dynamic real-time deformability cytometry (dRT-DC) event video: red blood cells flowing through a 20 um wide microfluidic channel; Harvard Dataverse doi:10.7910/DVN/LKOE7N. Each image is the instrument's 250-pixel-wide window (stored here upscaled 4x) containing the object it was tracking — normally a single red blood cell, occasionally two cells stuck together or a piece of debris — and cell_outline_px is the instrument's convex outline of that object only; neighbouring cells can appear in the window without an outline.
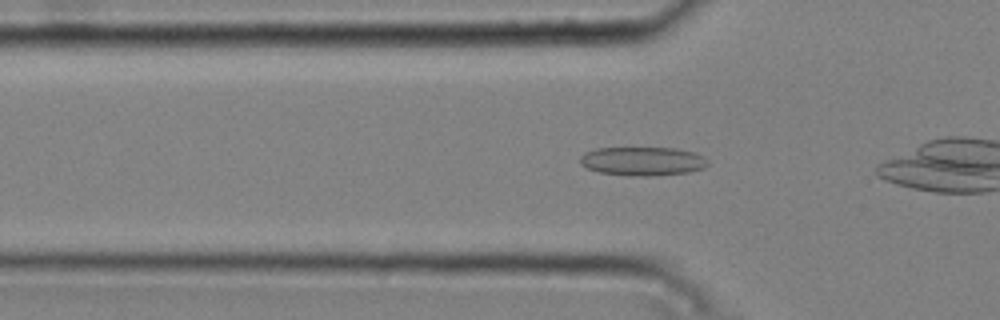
{"species": "common noctule bat (a hibernating species)", "species_latin": "Nyctalus noctula", "temperature_condition": "cold", "stored_images_in_passage": 38, "camera_frame_rate_fps": 3000, "um_per_image_px": 0.085, "animal": {"sex": "male", "body_mass_g": 20.4}, "frame": {"image": 1, "passage_image": 13, "time_ms": 4.0, "image_size_px": [1000, 320], "cell_outline_px": [[708, 164], [704, 168], [688, 172], [648, 176], [636, 176], [600, 172], [588, 168], [580, 164], [580, 156], [584, 152], [596, 148], [676, 148], [696, 152], [704, 156], [708, 160]], "centroid_in_image_um": [54.64, 13.69], "position_along_channel_um": 71.2, "area_um2": 21.44}}
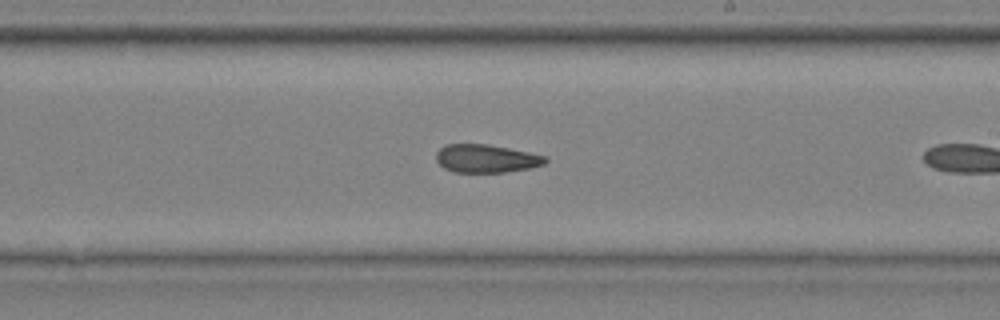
{"frame": {"image": 2, "passage_image": 27, "time_ms": 8.667, "image_size_px": [1000, 320], "cell_outline_px": [[548, 160], [544, 164], [532, 168], [504, 172], [452, 172], [444, 168], [436, 160], [436, 152], [444, 144], [488, 144], [548, 156]], "centroid_in_image_um": [41.33, 13.47], "position_along_channel_um": 247.7, "area_um2": 18.03}}
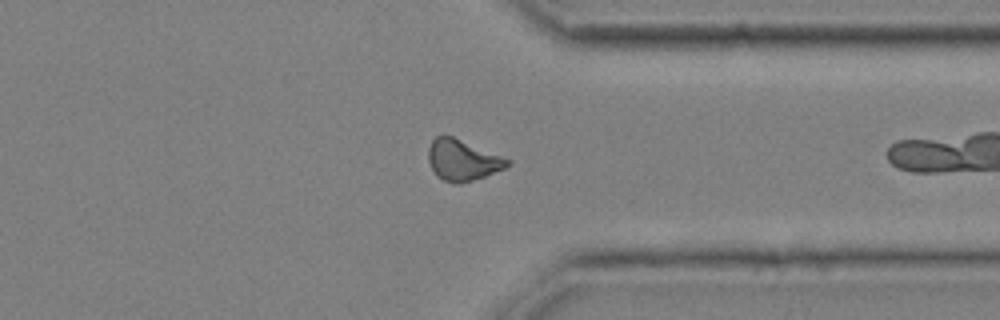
{"frame": {"image": 3, "passage_image": 37, "time_ms": 12.0, "image_size_px": [1000, 320], "cell_outline_px": [[512, 160], [504, 168], [484, 176], [460, 184], [456, 184], [444, 180], [436, 176], [428, 160], [428, 148], [432, 140], [436, 136], [452, 136]], "centroid_in_image_um": [39.29, 13.61], "position_along_channel_um": 372.1, "area_um2": 18.61}}